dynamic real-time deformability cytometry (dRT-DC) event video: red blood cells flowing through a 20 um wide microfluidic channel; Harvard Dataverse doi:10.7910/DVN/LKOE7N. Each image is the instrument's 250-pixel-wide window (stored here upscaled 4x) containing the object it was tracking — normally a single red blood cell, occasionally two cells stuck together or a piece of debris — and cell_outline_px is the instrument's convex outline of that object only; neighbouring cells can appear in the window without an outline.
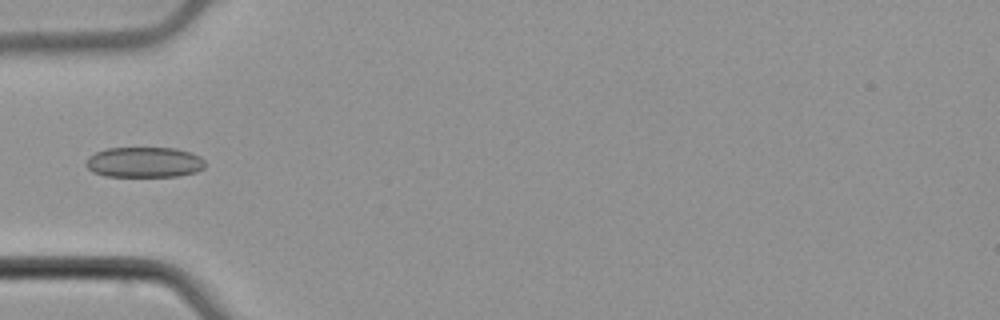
{"species": "common noctule bat (a hibernating species)", "species_latin": "Nyctalus noctula", "temperature_condition": "cold", "stored_images_in_passage": 2, "camera_frame_rate_fps": 3000, "um_per_image_px": 0.085, "animal": {"sex": "male", "body_mass_g": 21.5, "forearm_length_mm": 52.0}, "frame": {"image": 1, "passage_image": 2, "time_ms": 0.333, "image_size_px": [1000, 320], "cell_outline_px": [[204, 168], [196, 172], [176, 176], [104, 176], [92, 172], [84, 164], [88, 156], [96, 152], [108, 148], [176, 148], [192, 152], [200, 156], [204, 160]], "centroid_in_image_um": [12.25, 13.79], "position_along_channel_um": 72.7, "area_um2": 21.27}}